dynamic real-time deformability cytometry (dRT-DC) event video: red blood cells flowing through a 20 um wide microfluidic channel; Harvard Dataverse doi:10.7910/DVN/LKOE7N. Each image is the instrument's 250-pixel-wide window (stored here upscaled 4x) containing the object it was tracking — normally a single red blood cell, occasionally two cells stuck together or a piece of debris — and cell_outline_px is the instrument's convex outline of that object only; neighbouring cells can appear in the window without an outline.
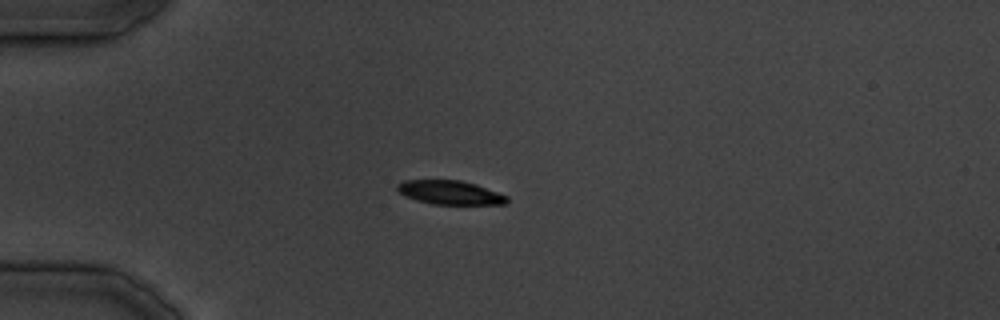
{"species": "common noctule bat (a hibernating species)", "species_latin": "Nyctalus noctula", "temperature_condition": "cold", "stored_images_in_passage": 34, "camera_frame_rate_fps": 3000, "um_per_image_px": 0.085, "animal": {"sex": "male", "body_mass_g": 19.5, "forearm_length_mm": 54.6}, "frame": {"image": 1, "passage_image": 7, "time_ms": 7.0, "image_size_px": [1000, 320], "cell_outline_px": [[508, 204], [432, 204], [416, 200], [404, 196], [396, 188], [396, 184], [404, 180], [460, 180], [476, 184], [508, 196]], "centroid_in_image_um": [38.24, 16.36], "position_along_channel_um": 46.8, "area_um2": 15.32}}
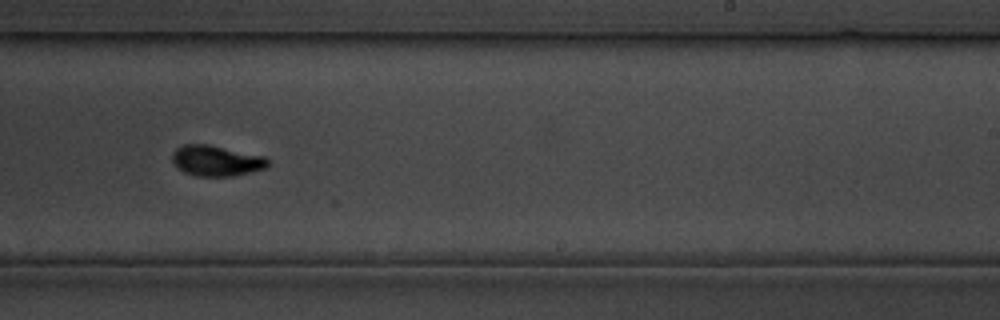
{"frame": {"image": 2, "passage_image": 20, "time_ms": 23.667, "image_size_px": [1000, 320], "cell_outline_px": [[272, 164], [264, 168], [236, 176], [196, 176], [184, 172], [176, 168], [172, 160], [172, 152], [176, 148], [184, 144], [208, 144], [264, 156], [272, 160]], "centroid_in_image_um": [18.4, 13.66], "position_along_channel_um": 270.6, "area_um2": 17.34}}
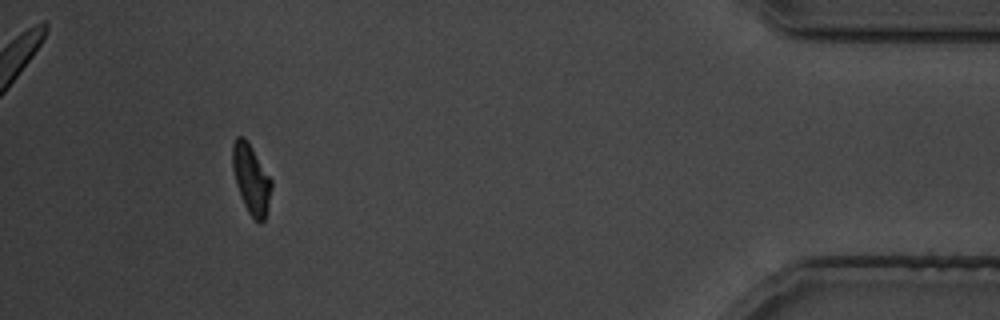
{"frame": {"image": 3, "passage_image": 31, "time_ms": 37.0, "image_size_px": [1000, 320], "cell_outline_px": [[272, 188], [264, 220], [260, 224], [248, 212], [240, 196], [236, 184], [232, 168], [232, 144], [236, 136], [244, 136], [252, 148], [272, 180]], "centroid_in_image_um": [21.33, 15.2], "position_along_channel_um": 413.9, "area_um2": 15.66}}